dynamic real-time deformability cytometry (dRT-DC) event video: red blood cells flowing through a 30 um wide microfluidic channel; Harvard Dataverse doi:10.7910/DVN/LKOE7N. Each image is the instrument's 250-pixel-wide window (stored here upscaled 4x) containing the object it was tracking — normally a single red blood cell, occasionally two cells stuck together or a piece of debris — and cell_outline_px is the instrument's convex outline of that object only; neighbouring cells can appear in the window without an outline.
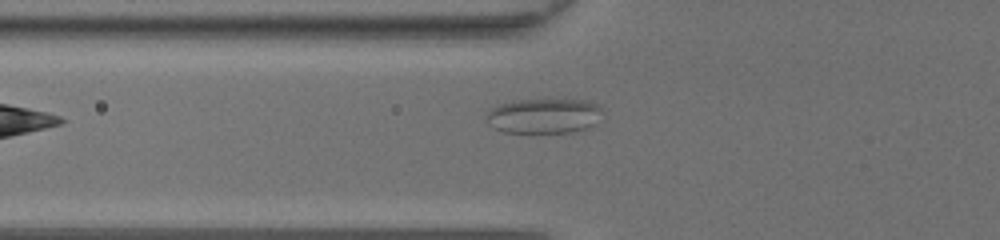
{"species": "common noctule bat (a hibernating species)", "species_latin": "Nyctalus noctula", "temperature_condition": "room temperature", "stored_images_in_passage": 31, "camera_frame_rate_fps": 3000, "um_per_image_px": 0.085, "animal": {"sex": "female", "body_mass_g": 20.0, "forearm_length_mm": 54.0}, "frame": {"image": 1, "passage_image": 2, "time_ms": 0.333, "image_size_px": [1000, 240], "cell_outline_px": [[604, 112], [588, 128], [572, 132], [504, 132], [488, 124], [484, 120], [484, 116], [492, 108], [500, 104], [516, 100], [592, 100], [600, 104]], "centroid_in_image_um": [46.25, 9.84], "position_along_channel_um": 79.6, "area_um2": 23.76}}
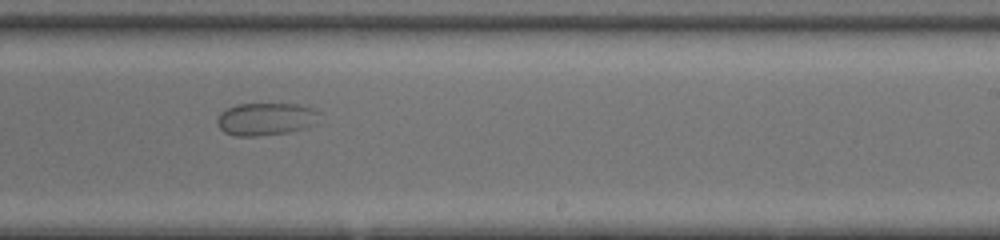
{"frame": {"image": 2, "passage_image": 15, "time_ms": 4.667, "image_size_px": [1000, 240], "cell_outline_px": [[320, 112], [316, 124], [308, 128], [288, 132], [256, 136], [236, 136], [224, 132], [216, 124], [216, 120], [220, 112], [236, 104], [300, 104], [312, 108]], "centroid_in_image_um": [22.61, 10.12], "position_along_channel_um": 266.4, "area_um2": 19.65}}
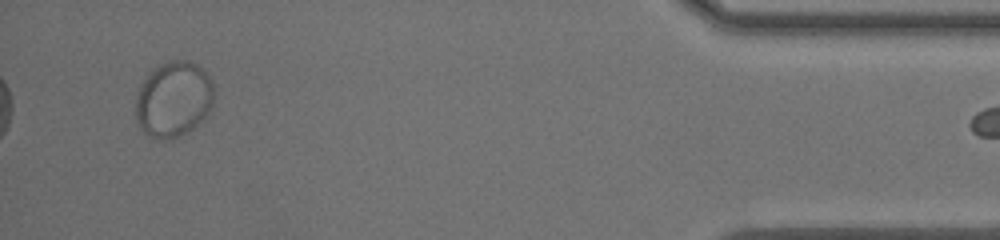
{"frame": {"image": 3, "passage_image": 30, "time_ms": 9.667, "image_size_px": [1000, 240], "cell_outline_px": [[212, 108], [188, 132], [180, 136], [168, 140], [160, 140], [148, 136], [140, 128], [136, 116], [136, 96], [140, 84], [152, 68], [168, 60], [188, 60], [204, 68], [212, 80]], "centroid_in_image_um": [14.73, 8.42], "position_along_channel_um": 420.5, "area_um2": 34.8}}